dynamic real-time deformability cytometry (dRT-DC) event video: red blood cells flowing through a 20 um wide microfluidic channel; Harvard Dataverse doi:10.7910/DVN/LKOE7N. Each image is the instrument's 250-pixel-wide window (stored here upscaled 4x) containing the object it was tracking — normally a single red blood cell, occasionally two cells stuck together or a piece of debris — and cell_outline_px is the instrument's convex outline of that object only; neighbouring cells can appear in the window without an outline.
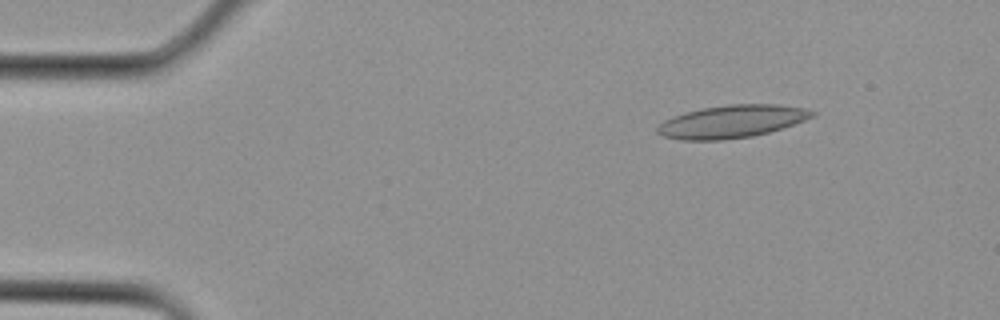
{"species": "Egyptian fruit bat (a non-hibernating species)", "species_latin": "Rousettus aegyptiacus", "temperature_condition": "cold", "stored_images_in_passage": 3, "camera_frame_rate_fps": 3000, "um_per_image_px": 0.085, "animal": {"sex": "female"}, "frame": {"image": 1, "passage_image": 3, "time_ms": 0.667, "image_size_px": [1000, 320], "cell_outline_px": [[816, 112], [812, 116], [804, 120], [768, 132], [752, 136], [724, 140], [680, 140], [664, 136], [656, 132], [656, 128], [664, 120], [688, 112], [704, 108], [728, 104], [780, 104], [804, 108]], "centroid_in_image_um": [62.19, 10.33], "position_along_channel_um": 22.8, "area_um2": 29.13}}